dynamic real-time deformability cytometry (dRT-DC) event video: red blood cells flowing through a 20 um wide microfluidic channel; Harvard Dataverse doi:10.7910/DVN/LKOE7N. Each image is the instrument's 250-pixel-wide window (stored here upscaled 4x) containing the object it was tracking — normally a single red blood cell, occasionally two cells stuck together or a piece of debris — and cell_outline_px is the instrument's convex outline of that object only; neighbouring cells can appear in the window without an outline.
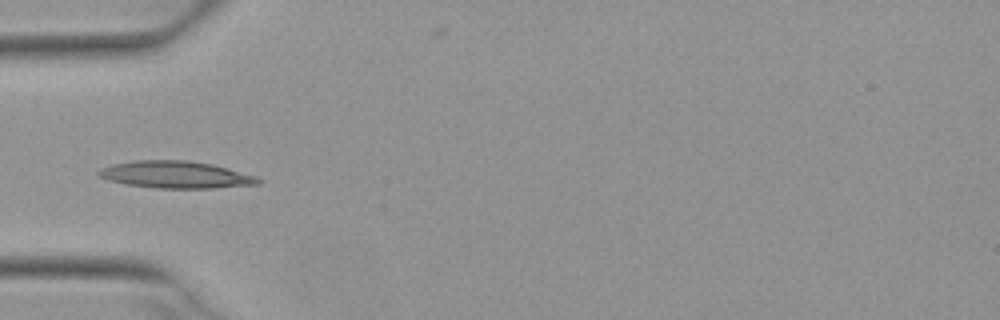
{"species": "Egyptian fruit bat (a non-hibernating species)", "species_latin": "Rousettus aegyptiacus", "temperature_condition": "warm", "stored_images_in_passage": 5, "camera_frame_rate_fps": 3000, "um_per_image_px": 0.085, "animal": {"sex": "female"}, "frame": {"image": 1, "passage_image": 5, "time_ms": 1.333, "image_size_px": [1000, 320], "cell_outline_px": [[260, 184], [216, 188], [156, 188], [128, 184], [108, 180], [100, 176], [96, 172], [100, 168], [112, 164], [136, 160], [188, 160], [212, 164], [228, 168], [256, 176], [260, 180]], "centroid_in_image_um": [14.94, 14.84], "position_along_channel_um": 70.1, "area_um2": 25.14}}